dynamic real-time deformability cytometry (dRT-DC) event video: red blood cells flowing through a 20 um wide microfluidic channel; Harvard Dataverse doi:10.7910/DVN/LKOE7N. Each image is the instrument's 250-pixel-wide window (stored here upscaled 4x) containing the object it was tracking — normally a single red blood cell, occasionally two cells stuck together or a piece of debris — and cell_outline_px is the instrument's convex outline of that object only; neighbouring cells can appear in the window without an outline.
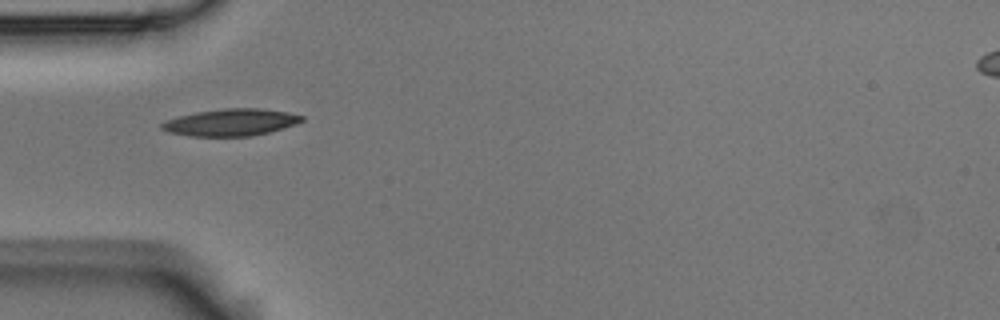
{"species": "Egyptian fruit bat (a non-hibernating species)", "species_latin": "Rousettus aegyptiacus", "temperature_condition": "room temperature", "stored_images_in_passage": 7, "camera_frame_rate_fps": 3000, "um_per_image_px": 0.085, "animal": {"sex": "male"}, "frame": {"image": 1, "passage_image": 1, "time_ms": 0.0, "image_size_px": [1000, 320], "cell_outline_px": [[304, 120], [296, 124], [268, 132], [252, 136], [192, 136], [168, 132], [160, 128], [160, 124], [168, 120], [180, 116], [196, 112], [224, 108], [260, 108], [288, 112], [304, 116]], "centroid_in_image_um": [19.64, 10.39], "position_along_channel_um": 65.4, "area_um2": 21.91}}
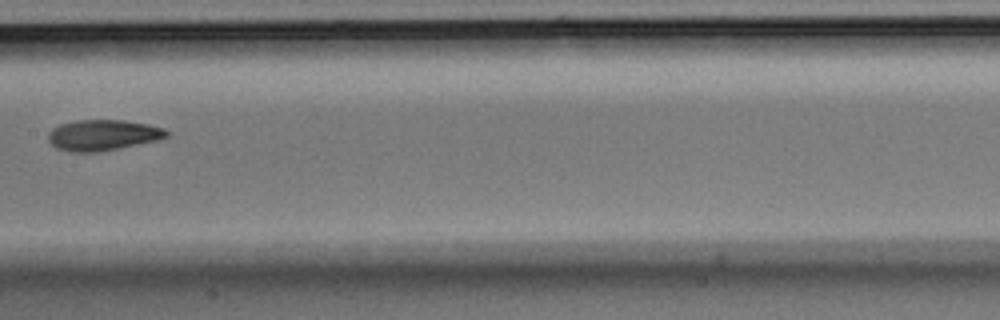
{"frame": {"image": 2, "passage_image": 4, "time_ms": 1.0, "image_size_px": [1000, 320], "cell_outline_px": [[168, 136], [160, 140], [96, 152], [68, 152], [56, 148], [48, 140], [48, 132], [52, 128], [60, 124], [76, 120], [124, 120], [148, 124], [164, 128], [168, 132]], "centroid_in_image_um": [8.73, 11.48], "position_along_channel_um": 198.7, "area_um2": 21.33}}
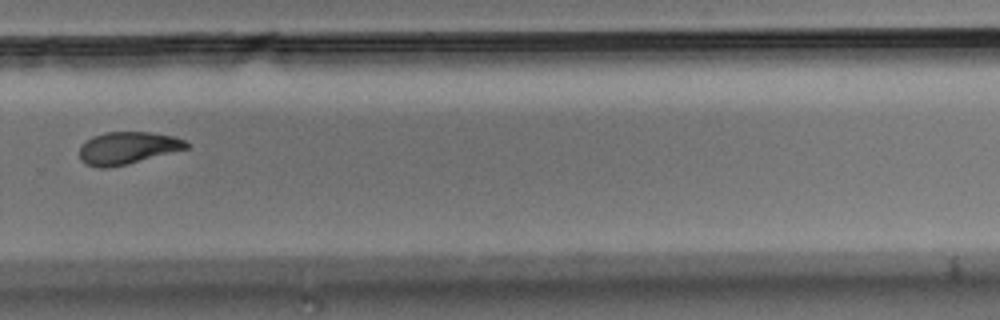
{"frame": {"image": 3, "passage_image": 7, "time_ms": 2.0, "image_size_px": [1000, 320], "cell_outline_px": [[188, 148], [108, 168], [100, 168], [84, 164], [80, 160], [80, 144], [92, 136], [104, 132], [152, 132], [172, 136], [184, 140], [188, 144]], "centroid_in_image_um": [10.77, 12.57], "position_along_channel_um": 319.0, "area_um2": 19.94}}